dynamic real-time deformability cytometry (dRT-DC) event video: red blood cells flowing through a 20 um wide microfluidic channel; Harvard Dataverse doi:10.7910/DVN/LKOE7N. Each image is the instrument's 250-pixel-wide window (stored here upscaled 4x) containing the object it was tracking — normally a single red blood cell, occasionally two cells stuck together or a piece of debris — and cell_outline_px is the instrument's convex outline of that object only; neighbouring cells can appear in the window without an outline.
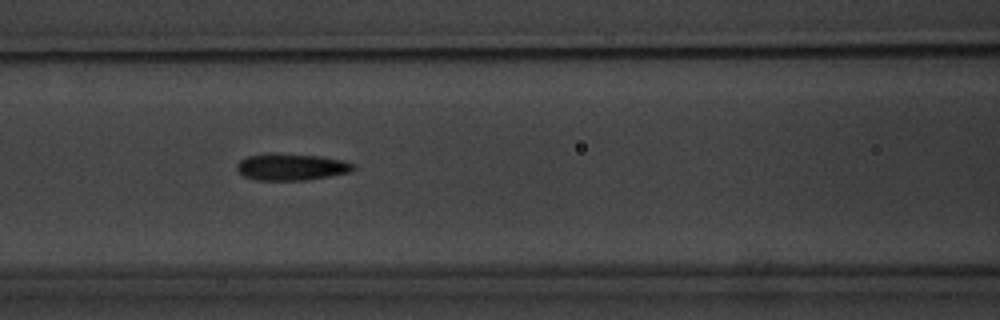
{"species": "common noctule bat (a hibernating species)", "species_latin": "Nyctalus noctula", "temperature_condition": "warm", "stored_images_in_passage": 8, "camera_frame_rate_fps": 3000, "um_per_image_px": 0.085, "animal": {"sex": "male", "body_mass_g": 20.1, "forearm_length_mm": 53.5}, "frame": {"image": 1, "passage_image": 6, "time_ms": 5.667, "image_size_px": [1000, 320], "cell_outline_px": [[356, 168], [352, 172], [304, 180], [256, 180], [244, 176], [236, 168], [236, 164], [240, 160], [248, 156], [268, 152], [272, 152], [320, 156], [344, 160], [352, 164]], "centroid_in_image_um": [24.75, 14.17], "position_along_channel_um": 141.9, "area_um2": 18.32}}
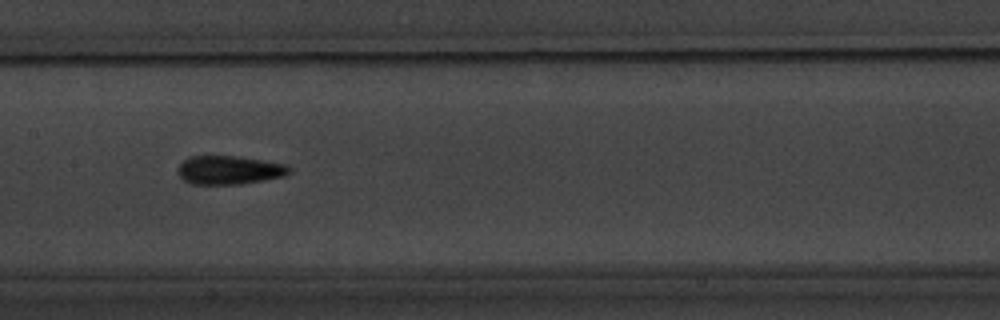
{"frame": {"image": 2, "passage_image": 7, "time_ms": 7.0, "image_size_px": [1000, 320], "cell_outline_px": [[292, 172], [284, 176], [240, 184], [192, 184], [184, 180], [180, 176], [180, 164], [188, 156], [236, 156], [264, 160], [288, 164], [292, 168]], "centroid_in_image_um": [19.55, 14.44], "position_along_channel_um": 187.9, "area_um2": 18.55}}
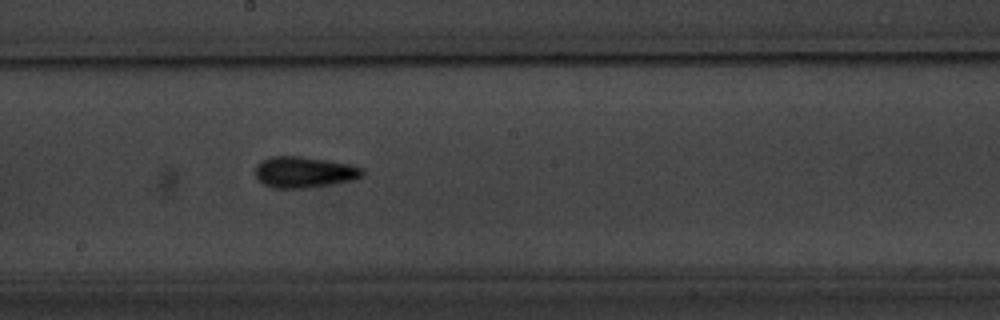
{"frame": {"image": 3, "passage_image": 8, "time_ms": 8.0, "image_size_px": [1000, 320], "cell_outline_px": [[364, 176], [352, 180], [304, 188], [272, 188], [264, 184], [256, 176], [256, 164], [260, 160], [272, 156], [300, 156], [348, 164], [364, 168]], "centroid_in_image_um": [25.83, 14.62], "position_along_channel_um": 222.4, "area_um2": 19.25}}